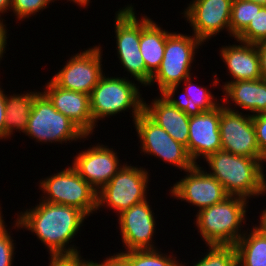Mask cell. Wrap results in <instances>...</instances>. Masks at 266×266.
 <instances>
[{"label":"cell","mask_w":266,"mask_h":266,"mask_svg":"<svg viewBox=\"0 0 266 266\" xmlns=\"http://www.w3.org/2000/svg\"><path fill=\"white\" fill-rule=\"evenodd\" d=\"M14 227L35 233L47 246L50 257L78 256L77 248L68 246L78 233L86 215L72 206L40 201L33 209L19 213Z\"/></svg>","instance_id":"cell-1"},{"label":"cell","mask_w":266,"mask_h":266,"mask_svg":"<svg viewBox=\"0 0 266 266\" xmlns=\"http://www.w3.org/2000/svg\"><path fill=\"white\" fill-rule=\"evenodd\" d=\"M264 159H255L219 150L206 158L211 171L229 196L249 197L265 195Z\"/></svg>","instance_id":"cell-2"},{"label":"cell","mask_w":266,"mask_h":266,"mask_svg":"<svg viewBox=\"0 0 266 266\" xmlns=\"http://www.w3.org/2000/svg\"><path fill=\"white\" fill-rule=\"evenodd\" d=\"M247 201L240 196H228L198 211L196 226L207 246H234L237 243L244 233L239 228L242 222L245 223Z\"/></svg>","instance_id":"cell-3"},{"label":"cell","mask_w":266,"mask_h":266,"mask_svg":"<svg viewBox=\"0 0 266 266\" xmlns=\"http://www.w3.org/2000/svg\"><path fill=\"white\" fill-rule=\"evenodd\" d=\"M139 87L129 79L121 77L100 78L90 94V108L93 123L132 107L135 120L144 108V101L138 91Z\"/></svg>","instance_id":"cell-4"},{"label":"cell","mask_w":266,"mask_h":266,"mask_svg":"<svg viewBox=\"0 0 266 266\" xmlns=\"http://www.w3.org/2000/svg\"><path fill=\"white\" fill-rule=\"evenodd\" d=\"M41 181L39 186L44 194L46 193L42 201L72 206L86 216L98 210L97 190L86 182L72 165Z\"/></svg>","instance_id":"cell-5"},{"label":"cell","mask_w":266,"mask_h":266,"mask_svg":"<svg viewBox=\"0 0 266 266\" xmlns=\"http://www.w3.org/2000/svg\"><path fill=\"white\" fill-rule=\"evenodd\" d=\"M25 134L44 143L88 137L67 116L57 111L43 92L35 98Z\"/></svg>","instance_id":"cell-6"},{"label":"cell","mask_w":266,"mask_h":266,"mask_svg":"<svg viewBox=\"0 0 266 266\" xmlns=\"http://www.w3.org/2000/svg\"><path fill=\"white\" fill-rule=\"evenodd\" d=\"M203 42L195 36L180 33L167 35L163 60L150 80V86L158 82L160 93L170 86H179L181 81L191 76L195 49Z\"/></svg>","instance_id":"cell-7"},{"label":"cell","mask_w":266,"mask_h":266,"mask_svg":"<svg viewBox=\"0 0 266 266\" xmlns=\"http://www.w3.org/2000/svg\"><path fill=\"white\" fill-rule=\"evenodd\" d=\"M148 172L143 167L122 165L121 169L97 192V209L105 204L118 215L146 200Z\"/></svg>","instance_id":"cell-8"},{"label":"cell","mask_w":266,"mask_h":266,"mask_svg":"<svg viewBox=\"0 0 266 266\" xmlns=\"http://www.w3.org/2000/svg\"><path fill=\"white\" fill-rule=\"evenodd\" d=\"M134 121L141 151L159 157L186 172L195 164L190 159L186 147L174 140L162 127L153 122L144 112Z\"/></svg>","instance_id":"cell-9"},{"label":"cell","mask_w":266,"mask_h":266,"mask_svg":"<svg viewBox=\"0 0 266 266\" xmlns=\"http://www.w3.org/2000/svg\"><path fill=\"white\" fill-rule=\"evenodd\" d=\"M220 104L221 150L235 155L263 159L256 140L252 115H242Z\"/></svg>","instance_id":"cell-10"},{"label":"cell","mask_w":266,"mask_h":266,"mask_svg":"<svg viewBox=\"0 0 266 266\" xmlns=\"http://www.w3.org/2000/svg\"><path fill=\"white\" fill-rule=\"evenodd\" d=\"M101 47L77 53L52 80L61 88L90 95L103 76Z\"/></svg>","instance_id":"cell-11"},{"label":"cell","mask_w":266,"mask_h":266,"mask_svg":"<svg viewBox=\"0 0 266 266\" xmlns=\"http://www.w3.org/2000/svg\"><path fill=\"white\" fill-rule=\"evenodd\" d=\"M200 165H194L187 170L183 179L171 187L170 192L177 199L199 207V210L221 202L229 195L224 186L206 172Z\"/></svg>","instance_id":"cell-12"},{"label":"cell","mask_w":266,"mask_h":266,"mask_svg":"<svg viewBox=\"0 0 266 266\" xmlns=\"http://www.w3.org/2000/svg\"><path fill=\"white\" fill-rule=\"evenodd\" d=\"M233 0H193L184 16L193 28L194 35L203 43L226 28L230 34Z\"/></svg>","instance_id":"cell-13"},{"label":"cell","mask_w":266,"mask_h":266,"mask_svg":"<svg viewBox=\"0 0 266 266\" xmlns=\"http://www.w3.org/2000/svg\"><path fill=\"white\" fill-rule=\"evenodd\" d=\"M105 145H96L81 151L72 167L97 192L121 169L117 153ZM120 167V168H119Z\"/></svg>","instance_id":"cell-14"},{"label":"cell","mask_w":266,"mask_h":266,"mask_svg":"<svg viewBox=\"0 0 266 266\" xmlns=\"http://www.w3.org/2000/svg\"><path fill=\"white\" fill-rule=\"evenodd\" d=\"M152 211L146 199L118 215L122 242L128 251L156 249L151 240L156 224Z\"/></svg>","instance_id":"cell-15"},{"label":"cell","mask_w":266,"mask_h":266,"mask_svg":"<svg viewBox=\"0 0 266 266\" xmlns=\"http://www.w3.org/2000/svg\"><path fill=\"white\" fill-rule=\"evenodd\" d=\"M219 125L220 104L210 111L190 117L187 153L195 165L200 156L206 159L221 150Z\"/></svg>","instance_id":"cell-16"},{"label":"cell","mask_w":266,"mask_h":266,"mask_svg":"<svg viewBox=\"0 0 266 266\" xmlns=\"http://www.w3.org/2000/svg\"><path fill=\"white\" fill-rule=\"evenodd\" d=\"M45 89L43 93L57 111L67 116L86 136L92 134L96 125L92 119L90 95L61 88L52 79Z\"/></svg>","instance_id":"cell-17"},{"label":"cell","mask_w":266,"mask_h":266,"mask_svg":"<svg viewBox=\"0 0 266 266\" xmlns=\"http://www.w3.org/2000/svg\"><path fill=\"white\" fill-rule=\"evenodd\" d=\"M161 96L156 97L151 106L144 102L143 112L187 150L190 117Z\"/></svg>","instance_id":"cell-18"},{"label":"cell","mask_w":266,"mask_h":266,"mask_svg":"<svg viewBox=\"0 0 266 266\" xmlns=\"http://www.w3.org/2000/svg\"><path fill=\"white\" fill-rule=\"evenodd\" d=\"M239 45L223 46L220 50L232 78L231 82L261 79L260 59L255 44L238 41Z\"/></svg>","instance_id":"cell-19"},{"label":"cell","mask_w":266,"mask_h":266,"mask_svg":"<svg viewBox=\"0 0 266 266\" xmlns=\"http://www.w3.org/2000/svg\"><path fill=\"white\" fill-rule=\"evenodd\" d=\"M222 87L226 93L223 102L229 104L231 99L239 108L251 111L252 115L266 113V79L229 81Z\"/></svg>","instance_id":"cell-20"},{"label":"cell","mask_w":266,"mask_h":266,"mask_svg":"<svg viewBox=\"0 0 266 266\" xmlns=\"http://www.w3.org/2000/svg\"><path fill=\"white\" fill-rule=\"evenodd\" d=\"M140 20V52L147 71L153 76L163 60L168 31L161 29L148 16Z\"/></svg>","instance_id":"cell-21"},{"label":"cell","mask_w":266,"mask_h":266,"mask_svg":"<svg viewBox=\"0 0 266 266\" xmlns=\"http://www.w3.org/2000/svg\"><path fill=\"white\" fill-rule=\"evenodd\" d=\"M192 76L184 80L185 94L179 100L173 98L178 86H170L161 94L176 108L184 111L189 117L200 115L203 111H210L219 104L209 90L192 83ZM185 97V98H184Z\"/></svg>","instance_id":"cell-22"},{"label":"cell","mask_w":266,"mask_h":266,"mask_svg":"<svg viewBox=\"0 0 266 266\" xmlns=\"http://www.w3.org/2000/svg\"><path fill=\"white\" fill-rule=\"evenodd\" d=\"M117 53L140 51V21L131 4L119 9L115 16Z\"/></svg>","instance_id":"cell-23"},{"label":"cell","mask_w":266,"mask_h":266,"mask_svg":"<svg viewBox=\"0 0 266 266\" xmlns=\"http://www.w3.org/2000/svg\"><path fill=\"white\" fill-rule=\"evenodd\" d=\"M41 92H30L18 95H6V119L4 125V139L9 138L16 131L25 133L28 126L29 115L31 114L35 98Z\"/></svg>","instance_id":"cell-24"},{"label":"cell","mask_w":266,"mask_h":266,"mask_svg":"<svg viewBox=\"0 0 266 266\" xmlns=\"http://www.w3.org/2000/svg\"><path fill=\"white\" fill-rule=\"evenodd\" d=\"M252 229L249 234L244 233L234 245L237 266H266V235L256 227Z\"/></svg>","instance_id":"cell-25"},{"label":"cell","mask_w":266,"mask_h":266,"mask_svg":"<svg viewBox=\"0 0 266 266\" xmlns=\"http://www.w3.org/2000/svg\"><path fill=\"white\" fill-rule=\"evenodd\" d=\"M125 252L117 254L128 266H181V263L179 264L175 259L176 257L161 254L157 249L126 250Z\"/></svg>","instance_id":"cell-26"},{"label":"cell","mask_w":266,"mask_h":266,"mask_svg":"<svg viewBox=\"0 0 266 266\" xmlns=\"http://www.w3.org/2000/svg\"><path fill=\"white\" fill-rule=\"evenodd\" d=\"M255 15V2L249 0H233L230 18V35L236 39L248 27Z\"/></svg>","instance_id":"cell-27"},{"label":"cell","mask_w":266,"mask_h":266,"mask_svg":"<svg viewBox=\"0 0 266 266\" xmlns=\"http://www.w3.org/2000/svg\"><path fill=\"white\" fill-rule=\"evenodd\" d=\"M209 252L194 266H237L234 246L209 245ZM181 266H185L181 263Z\"/></svg>","instance_id":"cell-28"},{"label":"cell","mask_w":266,"mask_h":266,"mask_svg":"<svg viewBox=\"0 0 266 266\" xmlns=\"http://www.w3.org/2000/svg\"><path fill=\"white\" fill-rule=\"evenodd\" d=\"M236 40L251 44L266 40V6L256 3V15Z\"/></svg>","instance_id":"cell-29"},{"label":"cell","mask_w":266,"mask_h":266,"mask_svg":"<svg viewBox=\"0 0 266 266\" xmlns=\"http://www.w3.org/2000/svg\"><path fill=\"white\" fill-rule=\"evenodd\" d=\"M125 70L144 86L150 84L152 75L147 71L141 52L117 53Z\"/></svg>","instance_id":"cell-30"},{"label":"cell","mask_w":266,"mask_h":266,"mask_svg":"<svg viewBox=\"0 0 266 266\" xmlns=\"http://www.w3.org/2000/svg\"><path fill=\"white\" fill-rule=\"evenodd\" d=\"M53 0H12L11 10L18 20L29 18L40 10H44Z\"/></svg>","instance_id":"cell-31"},{"label":"cell","mask_w":266,"mask_h":266,"mask_svg":"<svg viewBox=\"0 0 266 266\" xmlns=\"http://www.w3.org/2000/svg\"><path fill=\"white\" fill-rule=\"evenodd\" d=\"M4 223L0 226V266H12L14 258V241Z\"/></svg>","instance_id":"cell-32"},{"label":"cell","mask_w":266,"mask_h":266,"mask_svg":"<svg viewBox=\"0 0 266 266\" xmlns=\"http://www.w3.org/2000/svg\"><path fill=\"white\" fill-rule=\"evenodd\" d=\"M252 122L255 127L258 147L266 162V113L252 115Z\"/></svg>","instance_id":"cell-33"},{"label":"cell","mask_w":266,"mask_h":266,"mask_svg":"<svg viewBox=\"0 0 266 266\" xmlns=\"http://www.w3.org/2000/svg\"><path fill=\"white\" fill-rule=\"evenodd\" d=\"M49 266H85V261L78 256H56L50 257Z\"/></svg>","instance_id":"cell-34"},{"label":"cell","mask_w":266,"mask_h":266,"mask_svg":"<svg viewBox=\"0 0 266 266\" xmlns=\"http://www.w3.org/2000/svg\"><path fill=\"white\" fill-rule=\"evenodd\" d=\"M85 266H128V264L118 255L106 257L101 264L93 261H85Z\"/></svg>","instance_id":"cell-35"},{"label":"cell","mask_w":266,"mask_h":266,"mask_svg":"<svg viewBox=\"0 0 266 266\" xmlns=\"http://www.w3.org/2000/svg\"><path fill=\"white\" fill-rule=\"evenodd\" d=\"M260 59V71L262 78L266 79V40L255 44Z\"/></svg>","instance_id":"cell-36"},{"label":"cell","mask_w":266,"mask_h":266,"mask_svg":"<svg viewBox=\"0 0 266 266\" xmlns=\"http://www.w3.org/2000/svg\"><path fill=\"white\" fill-rule=\"evenodd\" d=\"M6 95L4 94L3 90L0 87V139L4 138V125L6 119Z\"/></svg>","instance_id":"cell-37"},{"label":"cell","mask_w":266,"mask_h":266,"mask_svg":"<svg viewBox=\"0 0 266 266\" xmlns=\"http://www.w3.org/2000/svg\"><path fill=\"white\" fill-rule=\"evenodd\" d=\"M7 30H6V25L3 24V19L1 21L0 19V60L2 59L3 57V53H5V47H6V44H7Z\"/></svg>","instance_id":"cell-38"},{"label":"cell","mask_w":266,"mask_h":266,"mask_svg":"<svg viewBox=\"0 0 266 266\" xmlns=\"http://www.w3.org/2000/svg\"><path fill=\"white\" fill-rule=\"evenodd\" d=\"M260 224L255 226L258 230H260L264 235H266V209L262 211Z\"/></svg>","instance_id":"cell-39"},{"label":"cell","mask_w":266,"mask_h":266,"mask_svg":"<svg viewBox=\"0 0 266 266\" xmlns=\"http://www.w3.org/2000/svg\"><path fill=\"white\" fill-rule=\"evenodd\" d=\"M12 0H0V13H5L11 9ZM1 17V14H0Z\"/></svg>","instance_id":"cell-40"},{"label":"cell","mask_w":266,"mask_h":266,"mask_svg":"<svg viewBox=\"0 0 266 266\" xmlns=\"http://www.w3.org/2000/svg\"><path fill=\"white\" fill-rule=\"evenodd\" d=\"M69 1H72L76 4H78L80 7L84 6V8L86 7V5H88V3L90 2V0H69Z\"/></svg>","instance_id":"cell-41"},{"label":"cell","mask_w":266,"mask_h":266,"mask_svg":"<svg viewBox=\"0 0 266 266\" xmlns=\"http://www.w3.org/2000/svg\"><path fill=\"white\" fill-rule=\"evenodd\" d=\"M251 2H255L259 5L266 6V0H249Z\"/></svg>","instance_id":"cell-42"},{"label":"cell","mask_w":266,"mask_h":266,"mask_svg":"<svg viewBox=\"0 0 266 266\" xmlns=\"http://www.w3.org/2000/svg\"><path fill=\"white\" fill-rule=\"evenodd\" d=\"M0 208H1V207H0ZM1 214H2V212H1V210H0V226H1L3 223H5L4 220L2 219L3 216H2Z\"/></svg>","instance_id":"cell-43"}]
</instances>
